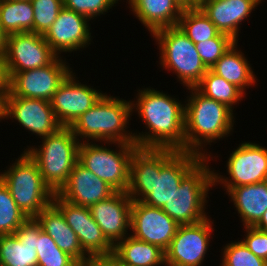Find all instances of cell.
<instances>
[{
  "label": "cell",
  "instance_id": "21",
  "mask_svg": "<svg viewBox=\"0 0 267 266\" xmlns=\"http://www.w3.org/2000/svg\"><path fill=\"white\" fill-rule=\"evenodd\" d=\"M42 230L28 218L15 234L0 235V266H37V239Z\"/></svg>",
  "mask_w": 267,
  "mask_h": 266
},
{
  "label": "cell",
  "instance_id": "36",
  "mask_svg": "<svg viewBox=\"0 0 267 266\" xmlns=\"http://www.w3.org/2000/svg\"><path fill=\"white\" fill-rule=\"evenodd\" d=\"M119 0H63L64 7L93 20L104 15Z\"/></svg>",
  "mask_w": 267,
  "mask_h": 266
},
{
  "label": "cell",
  "instance_id": "18",
  "mask_svg": "<svg viewBox=\"0 0 267 266\" xmlns=\"http://www.w3.org/2000/svg\"><path fill=\"white\" fill-rule=\"evenodd\" d=\"M89 21L87 17L63 7L43 36L58 56L61 52L80 50L91 44Z\"/></svg>",
  "mask_w": 267,
  "mask_h": 266
},
{
  "label": "cell",
  "instance_id": "1",
  "mask_svg": "<svg viewBox=\"0 0 267 266\" xmlns=\"http://www.w3.org/2000/svg\"><path fill=\"white\" fill-rule=\"evenodd\" d=\"M202 158L193 152L137 147L130 161L127 194L132 201L162 208Z\"/></svg>",
  "mask_w": 267,
  "mask_h": 266
},
{
  "label": "cell",
  "instance_id": "8",
  "mask_svg": "<svg viewBox=\"0 0 267 266\" xmlns=\"http://www.w3.org/2000/svg\"><path fill=\"white\" fill-rule=\"evenodd\" d=\"M160 50V64L174 71L186 88H195L207 72L195 44L178 26L166 27L152 34Z\"/></svg>",
  "mask_w": 267,
  "mask_h": 266
},
{
  "label": "cell",
  "instance_id": "44",
  "mask_svg": "<svg viewBox=\"0 0 267 266\" xmlns=\"http://www.w3.org/2000/svg\"><path fill=\"white\" fill-rule=\"evenodd\" d=\"M10 1H27V0H10Z\"/></svg>",
  "mask_w": 267,
  "mask_h": 266
},
{
  "label": "cell",
  "instance_id": "17",
  "mask_svg": "<svg viewBox=\"0 0 267 266\" xmlns=\"http://www.w3.org/2000/svg\"><path fill=\"white\" fill-rule=\"evenodd\" d=\"M53 203L61 210L67 224L77 234L82 249L89 256L112 255L113 245L103 235L91 216L89 207L71 204L56 193Z\"/></svg>",
  "mask_w": 267,
  "mask_h": 266
},
{
  "label": "cell",
  "instance_id": "10",
  "mask_svg": "<svg viewBox=\"0 0 267 266\" xmlns=\"http://www.w3.org/2000/svg\"><path fill=\"white\" fill-rule=\"evenodd\" d=\"M58 56L51 64L23 72H6V95L50 101L59 85L72 72L67 62Z\"/></svg>",
  "mask_w": 267,
  "mask_h": 266
},
{
  "label": "cell",
  "instance_id": "24",
  "mask_svg": "<svg viewBox=\"0 0 267 266\" xmlns=\"http://www.w3.org/2000/svg\"><path fill=\"white\" fill-rule=\"evenodd\" d=\"M130 7L151 35L162 28L177 26L184 6L177 0H129Z\"/></svg>",
  "mask_w": 267,
  "mask_h": 266
},
{
  "label": "cell",
  "instance_id": "34",
  "mask_svg": "<svg viewBox=\"0 0 267 266\" xmlns=\"http://www.w3.org/2000/svg\"><path fill=\"white\" fill-rule=\"evenodd\" d=\"M235 42L230 36L219 33L215 38L195 44L200 58L207 69H210Z\"/></svg>",
  "mask_w": 267,
  "mask_h": 266
},
{
  "label": "cell",
  "instance_id": "26",
  "mask_svg": "<svg viewBox=\"0 0 267 266\" xmlns=\"http://www.w3.org/2000/svg\"><path fill=\"white\" fill-rule=\"evenodd\" d=\"M122 266H163L165 251L159 246L138 240L131 235L113 246L112 254Z\"/></svg>",
  "mask_w": 267,
  "mask_h": 266
},
{
  "label": "cell",
  "instance_id": "14",
  "mask_svg": "<svg viewBox=\"0 0 267 266\" xmlns=\"http://www.w3.org/2000/svg\"><path fill=\"white\" fill-rule=\"evenodd\" d=\"M210 218L195 224L179 225L165 251V266H200L213 231Z\"/></svg>",
  "mask_w": 267,
  "mask_h": 266
},
{
  "label": "cell",
  "instance_id": "23",
  "mask_svg": "<svg viewBox=\"0 0 267 266\" xmlns=\"http://www.w3.org/2000/svg\"><path fill=\"white\" fill-rule=\"evenodd\" d=\"M42 230L46 232L65 253L72 256L80 265L89 255L82 249L77 234L67 224L61 210L52 202L36 217Z\"/></svg>",
  "mask_w": 267,
  "mask_h": 266
},
{
  "label": "cell",
  "instance_id": "4",
  "mask_svg": "<svg viewBox=\"0 0 267 266\" xmlns=\"http://www.w3.org/2000/svg\"><path fill=\"white\" fill-rule=\"evenodd\" d=\"M131 101L108 96L106 93L71 126L73 135L107 143H135L132 132L126 131L132 114ZM129 132V133H128ZM80 137L81 139H79ZM106 141V142H105Z\"/></svg>",
  "mask_w": 267,
  "mask_h": 266
},
{
  "label": "cell",
  "instance_id": "27",
  "mask_svg": "<svg viewBox=\"0 0 267 266\" xmlns=\"http://www.w3.org/2000/svg\"><path fill=\"white\" fill-rule=\"evenodd\" d=\"M237 44L235 41L210 70L245 93L244 90L254 85L257 79L249 61L241 51L236 49Z\"/></svg>",
  "mask_w": 267,
  "mask_h": 266
},
{
  "label": "cell",
  "instance_id": "16",
  "mask_svg": "<svg viewBox=\"0 0 267 266\" xmlns=\"http://www.w3.org/2000/svg\"><path fill=\"white\" fill-rule=\"evenodd\" d=\"M104 95L89 85L75 79L71 72L59 85L50 100L56 119L64 127H70L83 113L96 104Z\"/></svg>",
  "mask_w": 267,
  "mask_h": 266
},
{
  "label": "cell",
  "instance_id": "42",
  "mask_svg": "<svg viewBox=\"0 0 267 266\" xmlns=\"http://www.w3.org/2000/svg\"><path fill=\"white\" fill-rule=\"evenodd\" d=\"M207 0H187V8H198Z\"/></svg>",
  "mask_w": 267,
  "mask_h": 266
},
{
  "label": "cell",
  "instance_id": "38",
  "mask_svg": "<svg viewBox=\"0 0 267 266\" xmlns=\"http://www.w3.org/2000/svg\"><path fill=\"white\" fill-rule=\"evenodd\" d=\"M80 266H122L113 255L89 256Z\"/></svg>",
  "mask_w": 267,
  "mask_h": 266
},
{
  "label": "cell",
  "instance_id": "33",
  "mask_svg": "<svg viewBox=\"0 0 267 266\" xmlns=\"http://www.w3.org/2000/svg\"><path fill=\"white\" fill-rule=\"evenodd\" d=\"M33 5V32L44 35L64 7L63 0H30Z\"/></svg>",
  "mask_w": 267,
  "mask_h": 266
},
{
  "label": "cell",
  "instance_id": "29",
  "mask_svg": "<svg viewBox=\"0 0 267 266\" xmlns=\"http://www.w3.org/2000/svg\"><path fill=\"white\" fill-rule=\"evenodd\" d=\"M205 97L233 108L241 101L244 93L239 87L218 76L210 69L207 70L201 82L195 87ZM235 103V104H234Z\"/></svg>",
  "mask_w": 267,
  "mask_h": 266
},
{
  "label": "cell",
  "instance_id": "37",
  "mask_svg": "<svg viewBox=\"0 0 267 266\" xmlns=\"http://www.w3.org/2000/svg\"><path fill=\"white\" fill-rule=\"evenodd\" d=\"M245 238L243 244L257 257L267 261V231L255 227H244Z\"/></svg>",
  "mask_w": 267,
  "mask_h": 266
},
{
  "label": "cell",
  "instance_id": "9",
  "mask_svg": "<svg viewBox=\"0 0 267 266\" xmlns=\"http://www.w3.org/2000/svg\"><path fill=\"white\" fill-rule=\"evenodd\" d=\"M108 144L117 145L119 150H111L93 142L80 143L78 161L116 192H127L130 161L138 146L136 143Z\"/></svg>",
  "mask_w": 267,
  "mask_h": 266
},
{
  "label": "cell",
  "instance_id": "40",
  "mask_svg": "<svg viewBox=\"0 0 267 266\" xmlns=\"http://www.w3.org/2000/svg\"><path fill=\"white\" fill-rule=\"evenodd\" d=\"M7 34L2 30L0 24V59H4L6 51Z\"/></svg>",
  "mask_w": 267,
  "mask_h": 266
},
{
  "label": "cell",
  "instance_id": "3",
  "mask_svg": "<svg viewBox=\"0 0 267 266\" xmlns=\"http://www.w3.org/2000/svg\"><path fill=\"white\" fill-rule=\"evenodd\" d=\"M187 89L192 94L185 101V151L209 157L203 151L205 145L233 131V109L205 97L196 88Z\"/></svg>",
  "mask_w": 267,
  "mask_h": 266
},
{
  "label": "cell",
  "instance_id": "25",
  "mask_svg": "<svg viewBox=\"0 0 267 266\" xmlns=\"http://www.w3.org/2000/svg\"><path fill=\"white\" fill-rule=\"evenodd\" d=\"M244 227H254L267 210V181L231 188L228 192Z\"/></svg>",
  "mask_w": 267,
  "mask_h": 266
},
{
  "label": "cell",
  "instance_id": "19",
  "mask_svg": "<svg viewBox=\"0 0 267 266\" xmlns=\"http://www.w3.org/2000/svg\"><path fill=\"white\" fill-rule=\"evenodd\" d=\"M131 208L132 199L127 192H115L108 199L91 205L89 210L103 235L114 246L128 236Z\"/></svg>",
  "mask_w": 267,
  "mask_h": 266
},
{
  "label": "cell",
  "instance_id": "43",
  "mask_svg": "<svg viewBox=\"0 0 267 266\" xmlns=\"http://www.w3.org/2000/svg\"><path fill=\"white\" fill-rule=\"evenodd\" d=\"M179 1L185 8H187V0H177Z\"/></svg>",
  "mask_w": 267,
  "mask_h": 266
},
{
  "label": "cell",
  "instance_id": "39",
  "mask_svg": "<svg viewBox=\"0 0 267 266\" xmlns=\"http://www.w3.org/2000/svg\"><path fill=\"white\" fill-rule=\"evenodd\" d=\"M8 93V77L6 74L4 59H0V105Z\"/></svg>",
  "mask_w": 267,
  "mask_h": 266
},
{
  "label": "cell",
  "instance_id": "41",
  "mask_svg": "<svg viewBox=\"0 0 267 266\" xmlns=\"http://www.w3.org/2000/svg\"><path fill=\"white\" fill-rule=\"evenodd\" d=\"M254 227L262 231H267V210L263 214L260 221Z\"/></svg>",
  "mask_w": 267,
  "mask_h": 266
},
{
  "label": "cell",
  "instance_id": "11",
  "mask_svg": "<svg viewBox=\"0 0 267 266\" xmlns=\"http://www.w3.org/2000/svg\"><path fill=\"white\" fill-rule=\"evenodd\" d=\"M227 172L230 176L223 178L213 170L214 186L221 183L227 192L233 187L267 181V149L251 142L239 144L228 158Z\"/></svg>",
  "mask_w": 267,
  "mask_h": 266
},
{
  "label": "cell",
  "instance_id": "5",
  "mask_svg": "<svg viewBox=\"0 0 267 266\" xmlns=\"http://www.w3.org/2000/svg\"><path fill=\"white\" fill-rule=\"evenodd\" d=\"M79 146L72 129L63 126L56 133L42 138L39 148L30 147L24 151L37 164L44 182L57 193L78 162Z\"/></svg>",
  "mask_w": 267,
  "mask_h": 266
},
{
  "label": "cell",
  "instance_id": "31",
  "mask_svg": "<svg viewBox=\"0 0 267 266\" xmlns=\"http://www.w3.org/2000/svg\"><path fill=\"white\" fill-rule=\"evenodd\" d=\"M27 219L0 179V235L15 234Z\"/></svg>",
  "mask_w": 267,
  "mask_h": 266
},
{
  "label": "cell",
  "instance_id": "20",
  "mask_svg": "<svg viewBox=\"0 0 267 266\" xmlns=\"http://www.w3.org/2000/svg\"><path fill=\"white\" fill-rule=\"evenodd\" d=\"M115 192L105 181L78 161L67 182L56 194L71 204L90 207L99 201L108 199Z\"/></svg>",
  "mask_w": 267,
  "mask_h": 266
},
{
  "label": "cell",
  "instance_id": "30",
  "mask_svg": "<svg viewBox=\"0 0 267 266\" xmlns=\"http://www.w3.org/2000/svg\"><path fill=\"white\" fill-rule=\"evenodd\" d=\"M177 26L194 43L215 38L220 32L198 8H184Z\"/></svg>",
  "mask_w": 267,
  "mask_h": 266
},
{
  "label": "cell",
  "instance_id": "22",
  "mask_svg": "<svg viewBox=\"0 0 267 266\" xmlns=\"http://www.w3.org/2000/svg\"><path fill=\"white\" fill-rule=\"evenodd\" d=\"M262 0H207L199 8L220 33L238 42L239 24Z\"/></svg>",
  "mask_w": 267,
  "mask_h": 266
},
{
  "label": "cell",
  "instance_id": "13",
  "mask_svg": "<svg viewBox=\"0 0 267 266\" xmlns=\"http://www.w3.org/2000/svg\"><path fill=\"white\" fill-rule=\"evenodd\" d=\"M58 55L44 36L34 32L7 35L4 64L6 72H23L51 64Z\"/></svg>",
  "mask_w": 267,
  "mask_h": 266
},
{
  "label": "cell",
  "instance_id": "35",
  "mask_svg": "<svg viewBox=\"0 0 267 266\" xmlns=\"http://www.w3.org/2000/svg\"><path fill=\"white\" fill-rule=\"evenodd\" d=\"M220 266H267V261L255 256L242 241L226 244Z\"/></svg>",
  "mask_w": 267,
  "mask_h": 266
},
{
  "label": "cell",
  "instance_id": "15",
  "mask_svg": "<svg viewBox=\"0 0 267 266\" xmlns=\"http://www.w3.org/2000/svg\"><path fill=\"white\" fill-rule=\"evenodd\" d=\"M179 224L162 208L141 201H132L130 230L132 237L159 246L166 251L176 235Z\"/></svg>",
  "mask_w": 267,
  "mask_h": 266
},
{
  "label": "cell",
  "instance_id": "28",
  "mask_svg": "<svg viewBox=\"0 0 267 266\" xmlns=\"http://www.w3.org/2000/svg\"><path fill=\"white\" fill-rule=\"evenodd\" d=\"M33 5L30 0H0V24L7 34L33 32Z\"/></svg>",
  "mask_w": 267,
  "mask_h": 266
},
{
  "label": "cell",
  "instance_id": "7",
  "mask_svg": "<svg viewBox=\"0 0 267 266\" xmlns=\"http://www.w3.org/2000/svg\"><path fill=\"white\" fill-rule=\"evenodd\" d=\"M10 168L0 173L17 206L28 218H35L53 202L54 192L44 182L37 164L24 151Z\"/></svg>",
  "mask_w": 267,
  "mask_h": 266
},
{
  "label": "cell",
  "instance_id": "2",
  "mask_svg": "<svg viewBox=\"0 0 267 266\" xmlns=\"http://www.w3.org/2000/svg\"><path fill=\"white\" fill-rule=\"evenodd\" d=\"M137 96L131 109L138 111L149 132L133 133L136 145L185 151V104L153 88L139 89Z\"/></svg>",
  "mask_w": 267,
  "mask_h": 266
},
{
  "label": "cell",
  "instance_id": "6",
  "mask_svg": "<svg viewBox=\"0 0 267 266\" xmlns=\"http://www.w3.org/2000/svg\"><path fill=\"white\" fill-rule=\"evenodd\" d=\"M203 157L181 180L162 210L179 225L195 224L208 218L205 212L209 188L214 186L213 171Z\"/></svg>",
  "mask_w": 267,
  "mask_h": 266
},
{
  "label": "cell",
  "instance_id": "12",
  "mask_svg": "<svg viewBox=\"0 0 267 266\" xmlns=\"http://www.w3.org/2000/svg\"><path fill=\"white\" fill-rule=\"evenodd\" d=\"M14 118L39 138L56 133L63 127L56 119L50 101L6 95L0 105V119ZM42 136V137H41Z\"/></svg>",
  "mask_w": 267,
  "mask_h": 266
},
{
  "label": "cell",
  "instance_id": "32",
  "mask_svg": "<svg viewBox=\"0 0 267 266\" xmlns=\"http://www.w3.org/2000/svg\"><path fill=\"white\" fill-rule=\"evenodd\" d=\"M36 251L37 266H80L72 256L59 249L43 230L39 232Z\"/></svg>",
  "mask_w": 267,
  "mask_h": 266
}]
</instances>
